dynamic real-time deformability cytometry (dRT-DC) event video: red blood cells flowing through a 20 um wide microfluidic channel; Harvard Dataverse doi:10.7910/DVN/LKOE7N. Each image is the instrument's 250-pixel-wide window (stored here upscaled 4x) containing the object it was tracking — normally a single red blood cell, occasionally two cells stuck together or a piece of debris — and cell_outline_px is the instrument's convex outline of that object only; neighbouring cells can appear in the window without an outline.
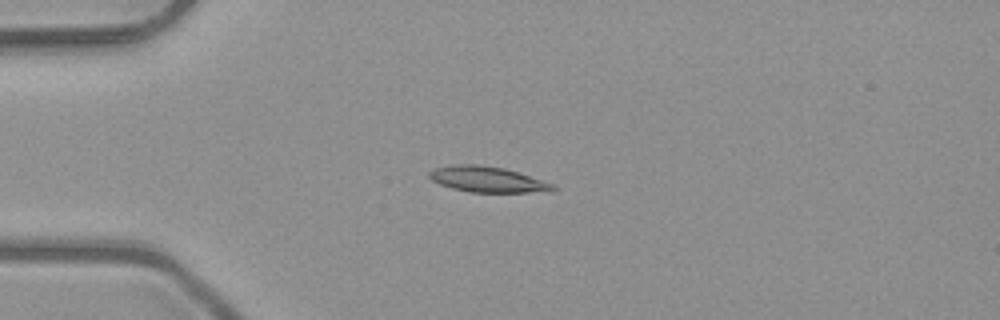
{"species": "common noctule bat (a hibernating species)", "species_latin": "Nyctalus noctula", "temperature_condition": "room temperature", "stored_images_in_passage": 5, "camera_frame_rate_fps": 3000, "um_per_image_px": 0.085, "animal": {"sex": "male", "body_mass_g": 23.1, "forearm_length_mm": 52.7}, "frame": {"image": 1, "passage_image": 1, "time_ms": 0.0, "image_size_px": [1000, 320], "cell_outline_px": [[560, 188], [552, 192], [468, 192], [452, 188], [440, 184], [432, 180], [428, 176], [428, 172], [436, 168], [452, 164], [480, 164], [504, 168], [552, 184]], "centroid_in_image_um": [41.42, 15.25], "position_along_channel_um": 43.6, "area_um2": 18.5}}
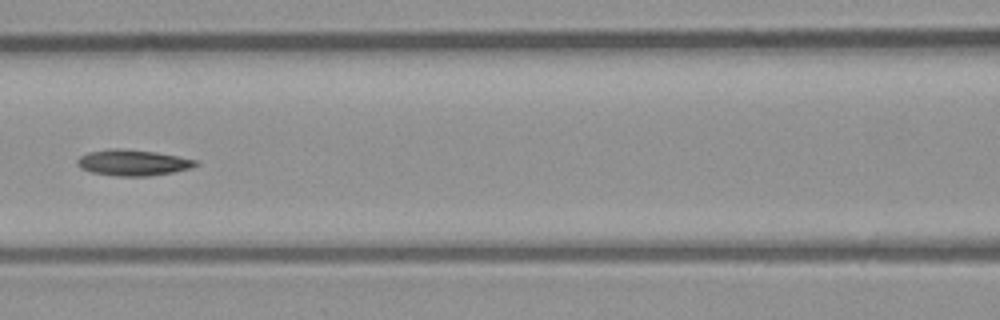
{"frame": {"image": 2, "passage_image": 4, "time_ms": 1.0, "image_size_px": [1000, 320], "cell_outline_px": [[200, 164], [192, 168], [172, 172], [148, 176], [116, 176], [92, 172], [80, 168], [76, 164], [76, 160], [80, 156], [88, 152], [112, 148], [120, 148], [156, 152], [196, 160]], "centroid_in_image_um": [11.27, 13.82], "position_along_channel_um": 155.3, "area_um2": 17.92}}
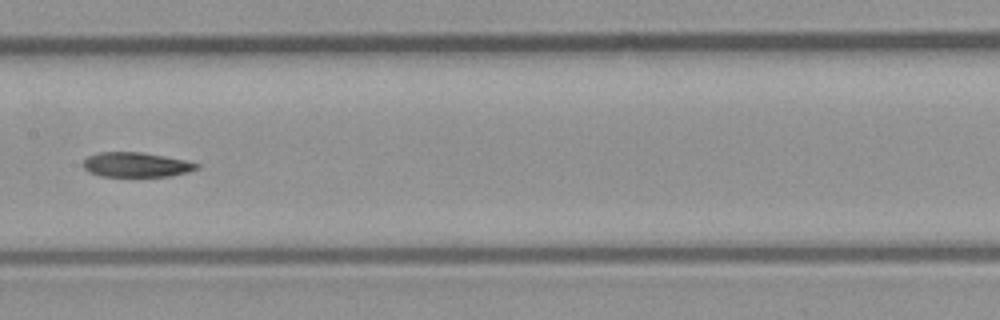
{"frame": {"image": 3, "passage_image": 5, "time_ms": 1.333, "image_size_px": [1000, 320], "cell_outline_px": [[200, 168], [188, 172], [172, 176], [100, 176], [88, 172], [84, 168], [84, 160], [88, 156], [100, 152], [140, 152], [164, 156], [184, 160], [200, 164]], "centroid_in_image_um": [11.59, 14.0], "position_along_channel_um": 195.8, "area_um2": 16.3}}